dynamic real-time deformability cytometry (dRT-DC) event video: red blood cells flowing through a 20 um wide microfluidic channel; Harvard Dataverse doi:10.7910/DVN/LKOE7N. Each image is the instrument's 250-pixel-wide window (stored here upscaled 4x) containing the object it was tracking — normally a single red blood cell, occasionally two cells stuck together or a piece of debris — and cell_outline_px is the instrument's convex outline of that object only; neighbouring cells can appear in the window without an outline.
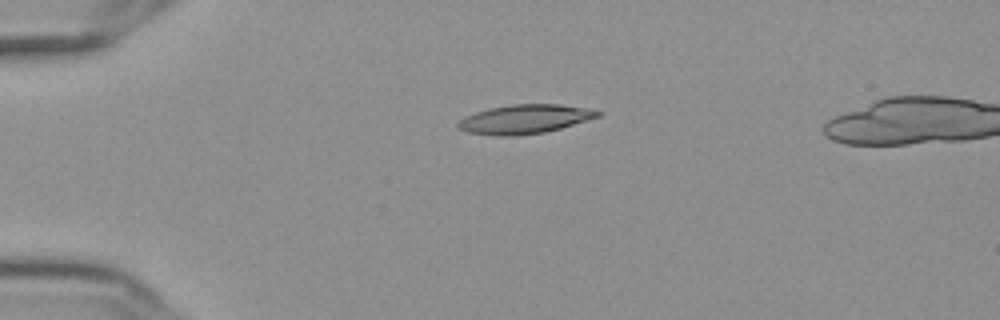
{"species": "Egyptian fruit bat (a non-hibernating species)", "species_latin": "Rousettus aegyptiacus", "temperature_condition": "cold", "stored_images_in_passage": 43, "camera_frame_rate_fps": 3000, "um_per_image_px": 0.085, "frame": {"image": 1, "passage_image": 1, "time_ms": 0.0, "image_size_px": [1000, 320], "cell_outline_px": [[600, 116], [560, 128], [544, 132], [516, 136], [496, 136], [468, 132], [460, 128], [456, 124], [464, 116], [488, 108], [512, 104], [560, 104], [584, 108], [600, 112]], "centroid_in_image_um": [44.55, 10.13], "position_along_channel_um": 40.5, "area_um2": 23.41}}
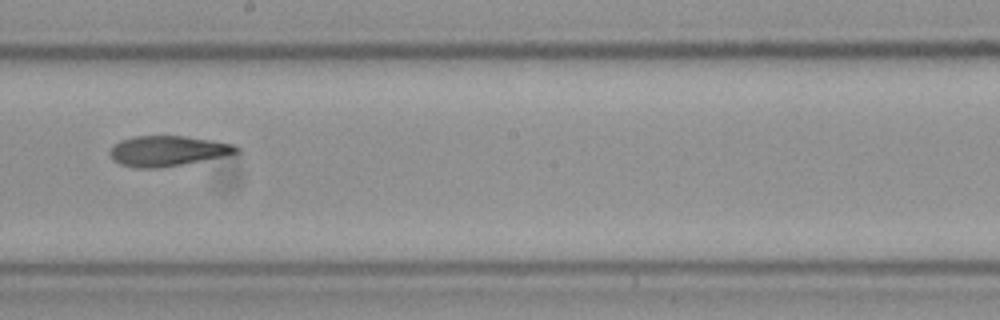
{"frame": {"image": 2, "passage_image": 20, "time_ms": 6.333, "image_size_px": [1000, 320], "cell_outline_px": [[240, 152], [180, 164], [156, 168], [136, 168], [120, 164], [112, 160], [108, 152], [120, 140], [132, 136], [184, 136], [212, 140], [232, 144], [240, 148]], "centroid_in_image_um": [14.19, 12.82], "position_along_channel_um": 234.0, "area_um2": 22.02}}
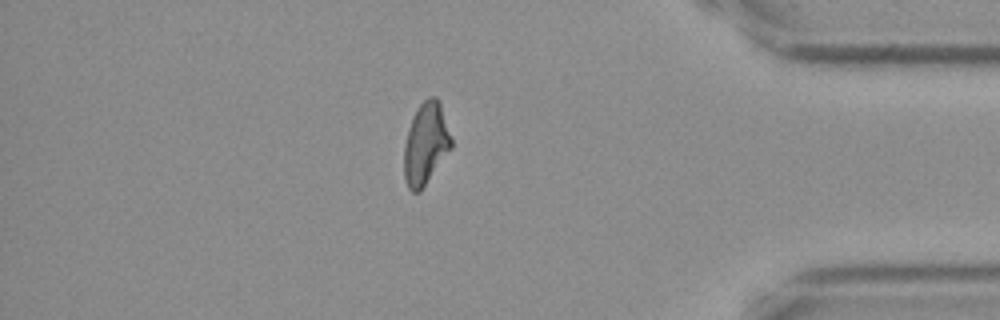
{"frame": {"image": 3, "passage_image": 36, "time_ms": 11.667, "image_size_px": [1000, 320], "cell_outline_px": [[452, 148], [420, 192], [412, 192], [408, 188], [404, 176], [404, 144], [408, 128], [412, 116], [420, 104], [428, 96], [436, 96], [440, 100], [452, 140]], "centroid_in_image_um": [36.19, 12.2], "position_along_channel_um": 399.0, "area_um2": 22.77}, "authors_computed_cell_mechanics": {"area_um2": 22.4842, "velocity_mm_per_s": 3.6306, "shape_relaxation_time_tau1_ms": null, "shape_relaxation_time_tau2_ms": 4.6619, "deformation_change_tau1": null, "deformation_change_tau2": 0.1381}}